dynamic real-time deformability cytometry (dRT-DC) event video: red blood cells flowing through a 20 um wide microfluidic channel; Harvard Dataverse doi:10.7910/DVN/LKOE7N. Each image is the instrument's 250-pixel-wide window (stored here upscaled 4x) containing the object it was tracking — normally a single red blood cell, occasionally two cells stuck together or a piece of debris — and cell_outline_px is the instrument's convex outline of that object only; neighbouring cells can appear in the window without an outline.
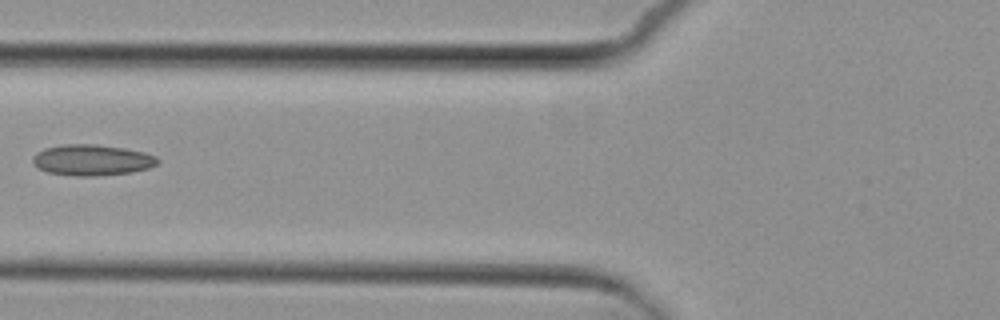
{"species": "common noctule bat (a hibernating species)", "species_latin": "Nyctalus noctula", "temperature_condition": "cold", "stored_images_in_passage": 7, "camera_frame_rate_fps": 3000, "um_per_image_px": 0.085, "animal": {"sex": "female", "body_mass_g": 29.2, "forearm_length_mm": 56.3}, "frame": {"image": 1, "passage_image": 6, "time_ms": 7.0, "image_size_px": [1000, 320], "cell_outline_px": [[160, 164], [148, 168], [132, 172], [96, 176], [72, 176], [48, 172], [36, 168], [32, 164], [32, 156], [36, 152], [44, 148], [60, 144], [96, 144], [124, 148], [144, 152], [156, 156], [160, 160]], "centroid_in_image_um": [7.79, 13.6], "position_along_channel_um": 118.0, "area_um2": 22.95}}
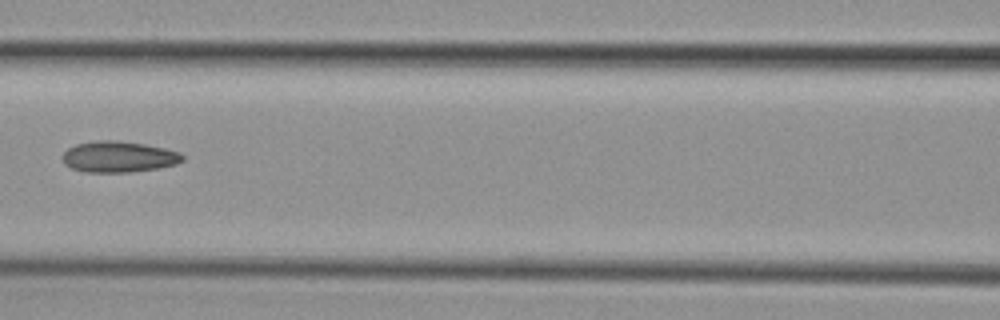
{"frame": {"image": 2, "passage_image": 7, "time_ms": 8.0, "image_size_px": [1000, 320], "cell_outline_px": [[184, 160], [176, 164], [160, 168], [128, 172], [84, 172], [72, 168], [64, 164], [60, 156], [68, 148], [76, 144], [96, 140], [120, 140], [144, 144], [164, 148], [180, 152], [184, 156]], "centroid_in_image_um": [10.07, 13.32], "position_along_channel_um": 156.5, "area_um2": 21.96}}